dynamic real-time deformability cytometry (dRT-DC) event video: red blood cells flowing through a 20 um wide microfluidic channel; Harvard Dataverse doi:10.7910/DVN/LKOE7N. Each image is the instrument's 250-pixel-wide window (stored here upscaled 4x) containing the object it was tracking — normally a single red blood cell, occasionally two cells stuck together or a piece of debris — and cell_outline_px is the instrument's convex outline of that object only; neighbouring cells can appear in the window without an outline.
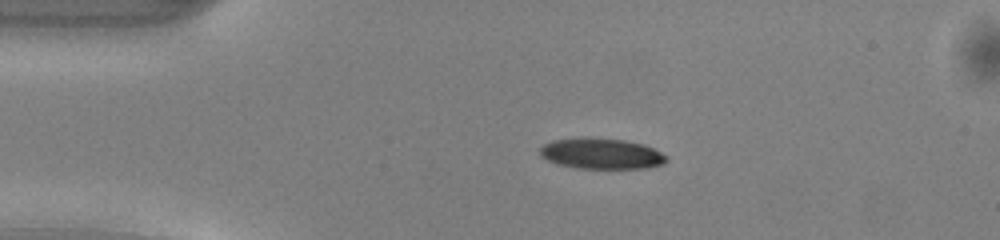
{"species": "common noctule bat (a hibernating species)", "species_latin": "Nyctalus noctula", "temperature_condition": "warm", "stored_images_in_passage": 40, "camera_frame_rate_fps": 3000, "um_per_image_px": 0.085, "animal": {"sex": "male", "body_mass_g": 13.0, "forearm_length_mm": 53.1}, "frame": {"image": 1, "passage_image": 1, "time_ms": 0.0, "image_size_px": [1000, 240], "cell_outline_px": [[668, 160], [664, 164], [644, 168], [576, 168], [556, 164], [540, 156], [540, 148], [544, 144], [552, 140], [584, 136], [588, 136], [624, 140], [644, 144], [668, 156]], "centroid_in_image_um": [51.1, 13.04], "position_along_channel_um": 33.9, "area_um2": 23.0}}
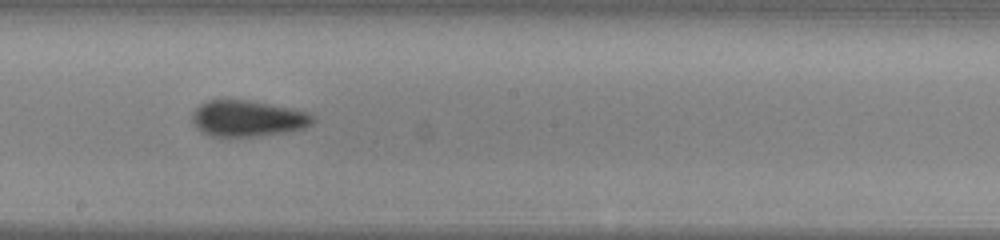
{"frame": {"image": 2, "passage_image": 18, "time_ms": 5.667, "image_size_px": [1000, 240], "cell_outline_px": [[316, 120], [312, 124], [304, 128], [288, 132], [256, 136], [212, 136], [204, 132], [192, 120], [192, 112], [200, 104], [208, 100], [220, 96], [252, 100], [296, 108], [308, 112], [316, 116]], "centroid_in_image_um": [21.11, 10.01], "position_along_channel_um": 227.1, "area_um2": 26.24}}
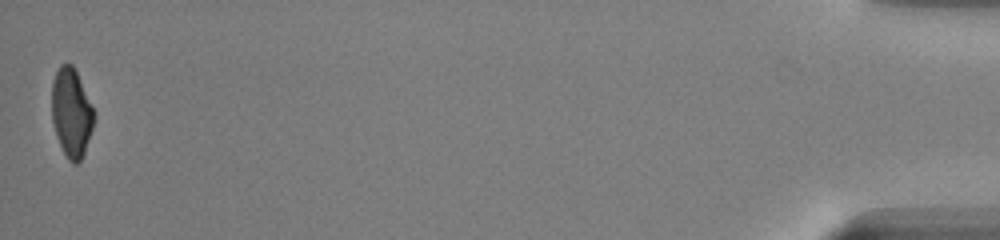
{"frame": {"image": 3, "passage_image": 40, "time_ms": 13.0, "image_size_px": [1000, 240], "cell_outline_px": [[96, 116], [84, 152], [80, 160], [76, 164], [72, 164], [68, 160], [56, 136], [52, 120], [52, 80], [60, 64], [72, 64], [76, 72]], "centroid_in_image_um": [6.05, 9.59], "position_along_channel_um": 429.2, "area_um2": 21.5}, "authors_computed_cell_mechanics": {"area_um2": 23.9292, "velocity_mm_per_s": 4.1317, "shape_relaxation_time_tau1_ms": 3.1578, "shape_relaxation_time_tau2_ms": 2.4643, "deformation_change_tau1": 0.1378, "deformation_change_tau2": 0.0816}}